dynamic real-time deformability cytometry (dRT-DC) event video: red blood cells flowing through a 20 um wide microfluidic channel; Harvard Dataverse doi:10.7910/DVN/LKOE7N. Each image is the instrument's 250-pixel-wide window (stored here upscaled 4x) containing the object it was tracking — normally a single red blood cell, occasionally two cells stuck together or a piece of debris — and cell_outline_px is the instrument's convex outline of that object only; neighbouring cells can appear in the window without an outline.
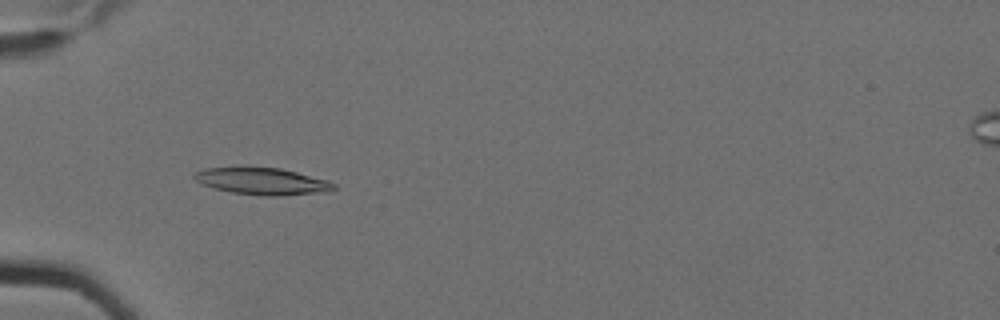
{"species": "Egyptian fruit bat (a non-hibernating species)", "species_latin": "Rousettus aegyptiacus", "temperature_condition": "cold", "stored_images_in_passage": 8, "camera_frame_rate_fps": 3000, "um_per_image_px": 0.085, "animal": {"sex": "female"}, "frame": {"image": 1, "passage_image": 6, "time_ms": 1.667, "image_size_px": [1000, 320], "cell_outline_px": [[336, 188], [332, 192], [276, 196], [264, 196], [232, 192], [216, 188], [204, 184], [196, 180], [192, 176], [196, 172], [204, 168], [280, 168], [328, 180], [336, 184]], "centroid_in_image_um": [22.39, 15.42], "position_along_channel_um": 62.6, "area_um2": 21.62}}
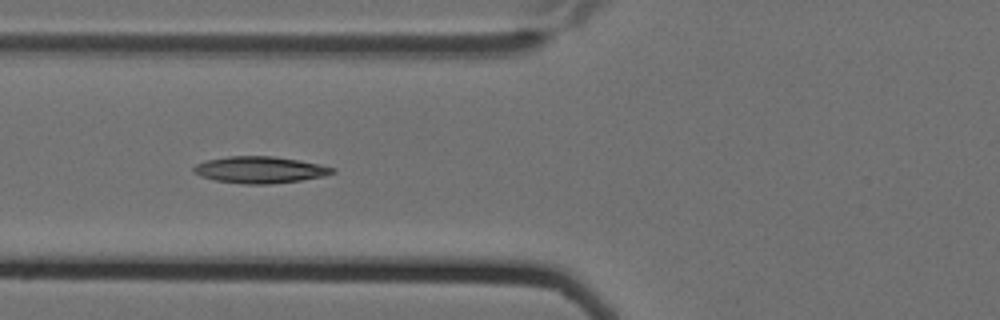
{"frame": {"image": 2, "passage_image": 7, "time_ms": 2.0, "image_size_px": [1000, 320], "cell_outline_px": [[336, 172], [324, 176], [300, 180], [268, 184], [244, 184], [216, 180], [200, 176], [192, 172], [192, 168], [196, 164], [208, 160], [228, 156], [272, 156], [300, 160], [336, 168]], "centroid_in_image_um": [22.09, 14.43], "position_along_channel_um": 103.7, "area_um2": 21.5}}
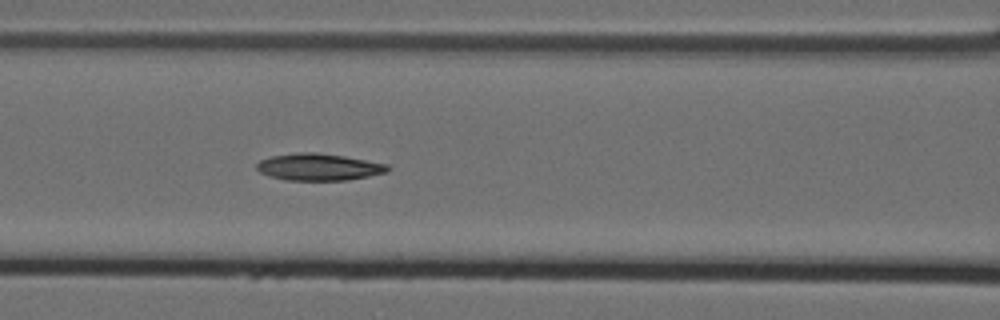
{"frame": {"image": 3, "passage_image": 8, "time_ms": 2.333, "image_size_px": [1000, 320], "cell_outline_px": [[388, 172], [348, 180], [284, 180], [268, 176], [260, 172], [256, 168], [256, 164], [260, 160], [272, 156], [296, 152], [316, 152], [344, 156], [388, 164]], "centroid_in_image_um": [27.06, 14.19], "position_along_channel_um": 139.5, "area_um2": 20.58}}